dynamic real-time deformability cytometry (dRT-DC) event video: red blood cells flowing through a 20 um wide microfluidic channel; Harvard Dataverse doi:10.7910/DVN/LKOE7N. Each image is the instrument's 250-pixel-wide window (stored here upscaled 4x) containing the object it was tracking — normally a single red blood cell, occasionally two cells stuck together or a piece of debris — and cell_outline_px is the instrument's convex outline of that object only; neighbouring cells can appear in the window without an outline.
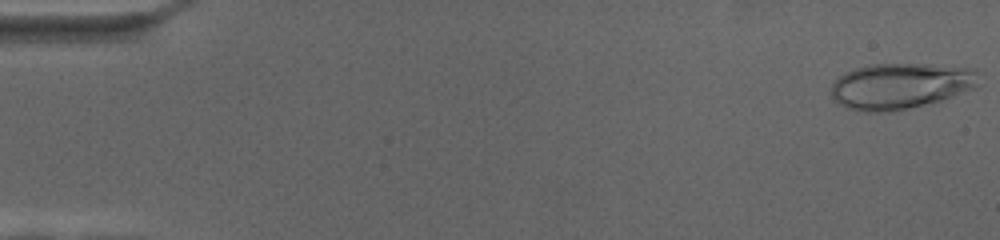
{"species": "human", "species_latin": "Homo sapiens", "temperature_condition": "cold", "stored_images_in_passage": 69, "camera_frame_rate_fps": 3000, "um_per_image_px": 0.085, "donor": {"sex": "female"}, "frame": {"image": 1, "passage_image": 1, "time_ms": 0.0, "image_size_px": [1000, 240], "cell_outline_px": [[976, 88], [940, 100], [908, 108], [888, 112], [864, 112], [848, 108], [840, 104], [832, 96], [832, 84], [840, 76], [852, 68], [868, 64], [928, 64], [976, 68]], "centroid_in_image_um": [76.52, 7.29], "position_along_channel_um": 8.5, "area_um2": 39.3}}
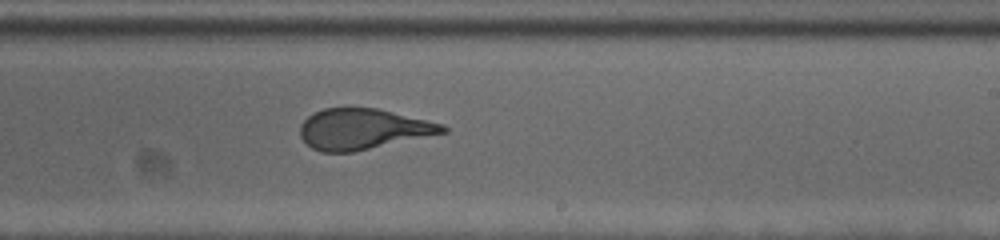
{"frame": {"image": 2, "passage_image": 42, "time_ms": 13.667, "image_size_px": [1000, 240], "cell_outline_px": [[448, 132], [352, 152], [320, 152], [312, 148], [300, 136], [300, 124], [308, 116], [324, 108], [376, 108], [444, 124], [448, 128]], "centroid_in_image_um": [30.85, 10.97], "position_along_channel_um": 258.2, "area_um2": 33.52}}
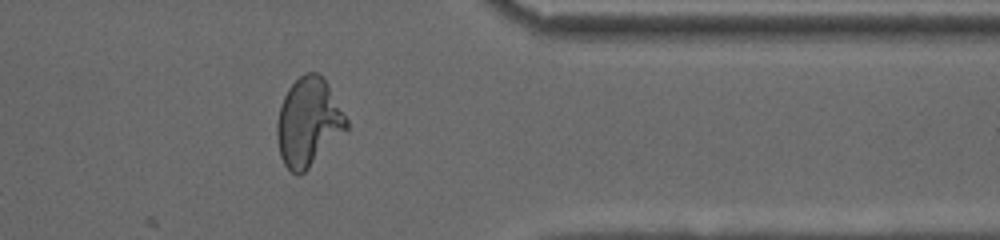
{"frame": {"image": 3, "passage_image": 56, "time_ms": 18.333, "image_size_px": [1000, 240], "cell_outline_px": [[348, 128], [300, 176], [296, 176], [284, 164], [280, 156], [276, 136], [276, 124], [280, 104], [288, 88], [304, 72], [316, 72], [324, 76], [348, 120]], "centroid_in_image_um": [26.2, 10.37], "position_along_channel_um": 385.2, "area_um2": 35.78}}